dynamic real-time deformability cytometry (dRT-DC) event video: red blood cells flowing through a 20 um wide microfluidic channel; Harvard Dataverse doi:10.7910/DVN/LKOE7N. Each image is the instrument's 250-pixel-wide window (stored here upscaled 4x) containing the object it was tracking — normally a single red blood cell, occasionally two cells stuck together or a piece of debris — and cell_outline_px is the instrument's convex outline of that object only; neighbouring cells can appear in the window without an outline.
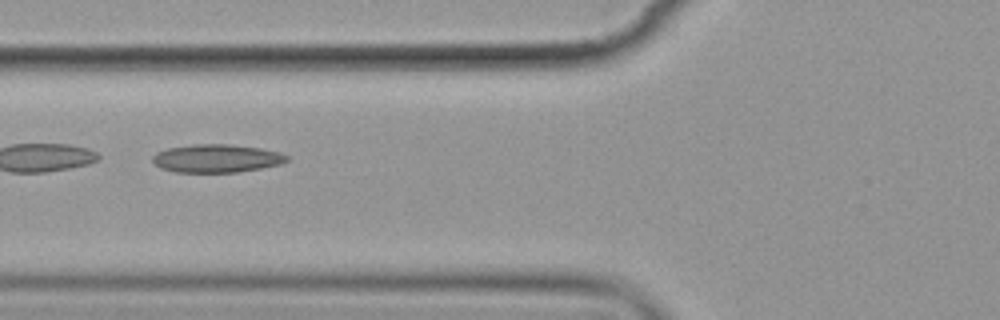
{"species": "common noctule bat (a hibernating species)", "species_latin": "Nyctalus noctula", "temperature_condition": "cold", "stored_images_in_passage": 10, "camera_frame_rate_fps": 3000, "um_per_image_px": 0.085, "animal": {"sex": "female", "body_mass_g": 19.9}, "frame": {"image": 1, "passage_image": 7, "time_ms": 7.0, "image_size_px": [1000, 320], "cell_outline_px": [[288, 160], [280, 164], [260, 168], [236, 172], [176, 172], [160, 168], [152, 160], [152, 156], [156, 152], [168, 148], [192, 144], [228, 144], [260, 148], [280, 152], [288, 156]], "centroid_in_image_um": [18.39, 13.46], "position_along_channel_um": 107.4, "area_um2": 21.96}}
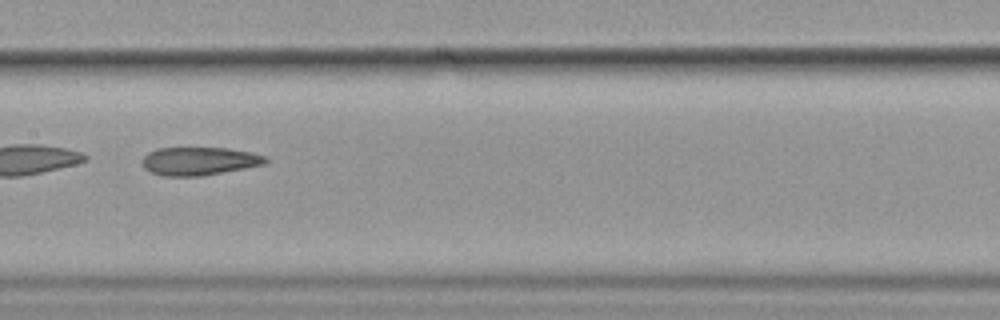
{"frame": {"image": 2, "passage_image": 9, "time_ms": 9.333, "image_size_px": [1000, 320], "cell_outline_px": [[268, 160], [264, 164], [244, 168], [200, 176], [160, 176], [148, 172], [144, 168], [140, 160], [148, 152], [156, 148], [228, 148], [252, 152], [268, 156]], "centroid_in_image_um": [16.89, 13.69], "position_along_channel_um": 190.5, "area_um2": 20.46}}
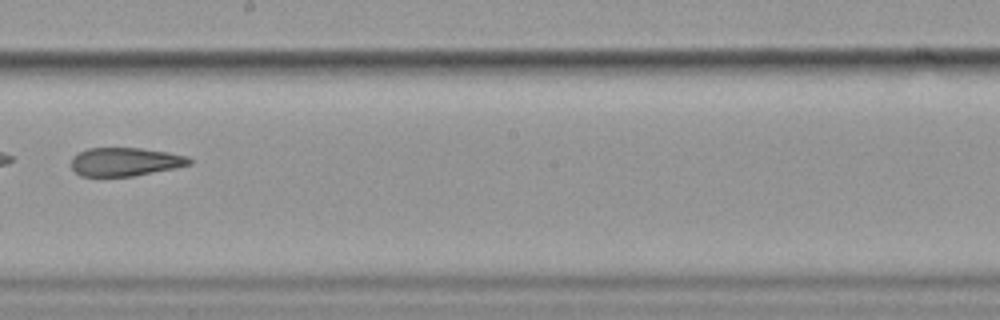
{"frame": {"image": 3, "passage_image": 10, "time_ms": 10.667, "image_size_px": [1000, 320], "cell_outline_px": [[192, 164], [176, 168], [132, 176], [80, 176], [72, 168], [72, 156], [88, 148], [140, 148], [168, 152], [188, 156], [192, 160]], "centroid_in_image_um": [10.67, 13.75], "position_along_channel_um": 237.5, "area_um2": 19.59}}